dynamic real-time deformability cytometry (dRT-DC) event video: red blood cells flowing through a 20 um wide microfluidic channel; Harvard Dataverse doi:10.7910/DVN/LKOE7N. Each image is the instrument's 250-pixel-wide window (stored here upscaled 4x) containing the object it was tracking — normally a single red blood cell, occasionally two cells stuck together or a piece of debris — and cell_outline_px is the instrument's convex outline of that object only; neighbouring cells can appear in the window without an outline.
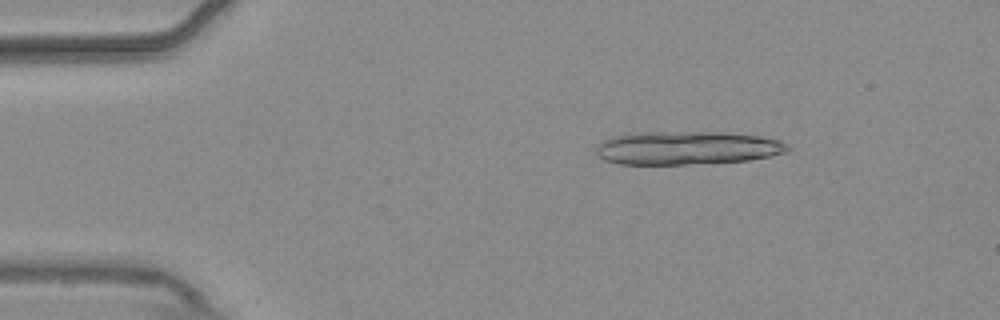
{"species": "common noctule bat (a hibernating species)", "species_latin": "Nyctalus noctula", "temperature_condition": "warm", "stored_images_in_passage": 5, "camera_frame_rate_fps": 3000, "um_per_image_px": 0.085, "animal": {"sex": "male", "body_mass_g": 20.4}, "frame": {"image": 1, "passage_image": 2, "time_ms": 0.333, "image_size_px": [1000, 320], "cell_outline_px": [[788, 148], [784, 152], [772, 156], [748, 160], [688, 164], [620, 164], [604, 160], [596, 152], [596, 148], [604, 140], [612, 136], [636, 132], [724, 132], [760, 136], [780, 140], [788, 144]], "centroid_in_image_um": [58.39, 12.57], "position_along_channel_um": 26.6, "area_um2": 37.17}}
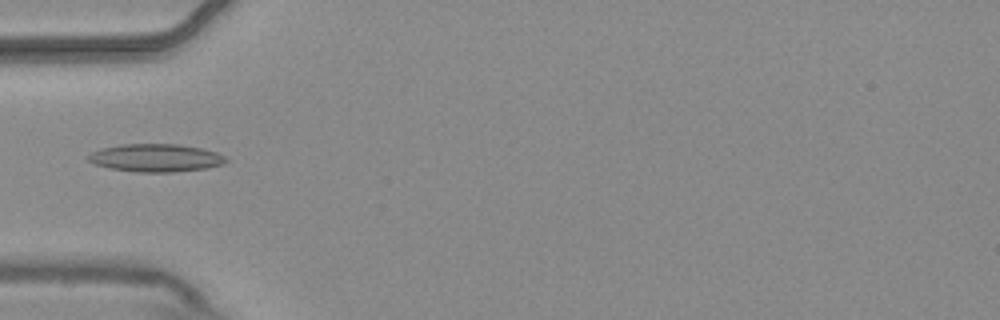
{"frame": {"image": 2, "passage_image": 4, "time_ms": 1.0, "image_size_px": [1000, 320], "cell_outline_px": [[228, 160], [224, 164], [208, 168], [172, 172], [136, 172], [108, 168], [96, 164], [88, 160], [88, 156], [92, 152], [100, 148], [120, 144], [176, 144], [200, 148], [216, 152], [224, 156]], "centroid_in_image_um": [13.24, 13.42], "position_along_channel_um": 71.8, "area_um2": 22.37}}
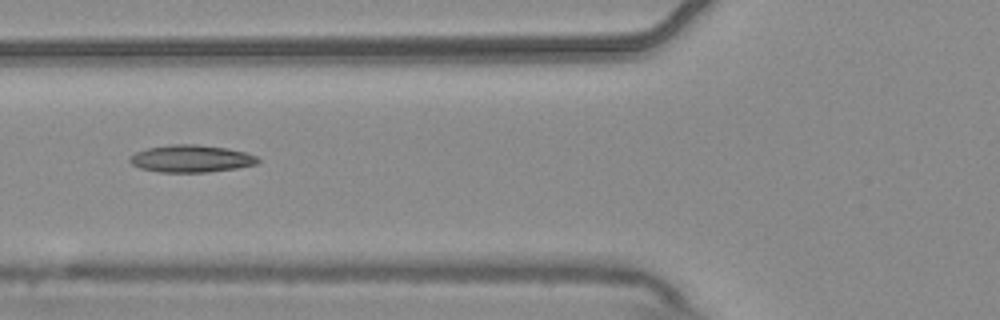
{"frame": {"image": 3, "passage_image": 5, "time_ms": 1.333, "image_size_px": [1000, 320], "cell_outline_px": [[260, 160], [256, 164], [236, 168], [208, 172], [160, 172], [140, 168], [132, 164], [128, 160], [136, 152], [148, 148], [172, 144], [196, 144], [228, 148], [244, 152], [256, 156]], "centroid_in_image_um": [16.25, 13.48], "position_along_channel_um": 109.5, "area_um2": 20.23}}